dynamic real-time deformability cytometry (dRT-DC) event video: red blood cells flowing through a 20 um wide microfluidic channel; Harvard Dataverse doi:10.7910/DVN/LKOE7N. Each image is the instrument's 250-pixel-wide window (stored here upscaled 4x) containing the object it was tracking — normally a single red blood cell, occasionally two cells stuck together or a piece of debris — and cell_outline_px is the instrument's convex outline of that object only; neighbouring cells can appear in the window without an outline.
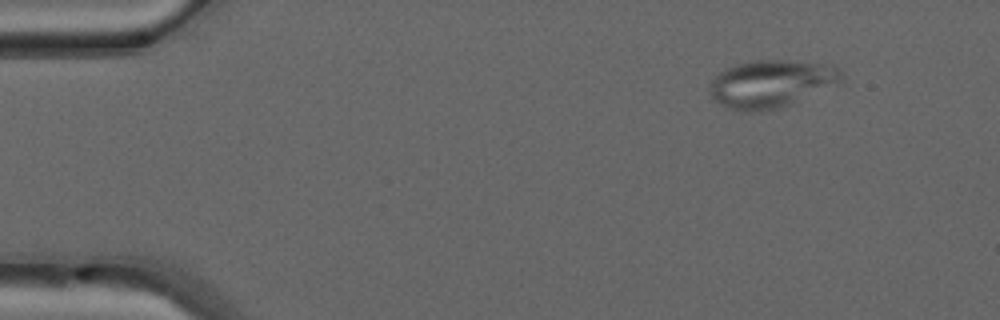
{"species": "common noctule bat (a hibernating species)", "species_latin": "Nyctalus noctula", "temperature_condition": "warm", "stored_images_in_passage": 45, "camera_frame_rate_fps": 3000, "um_per_image_px": 0.085, "animal": {"sex": "male", "forearm_length_mm": 52.5}, "frame": {"image": 1, "passage_image": 1, "time_ms": 0.0, "image_size_px": [1000, 320], "cell_outline_px": [[840, 80], [792, 104], [780, 108], [764, 112], [748, 112], [724, 108], [712, 96], [712, 80], [724, 68], [736, 64], [756, 60], [788, 60], [832, 64], [840, 68]], "centroid_in_image_um": [65.51, 7.12], "position_along_channel_um": 19.5, "area_um2": 36.18}}
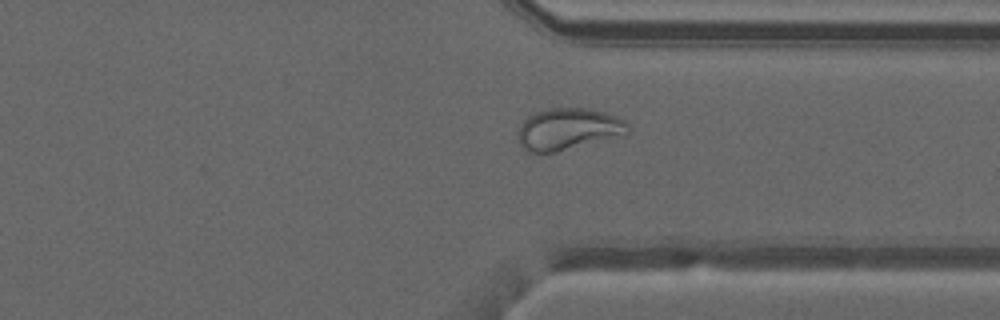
{"frame": {"image": 2, "passage_image": 33, "time_ms": 10.667, "image_size_px": [1000, 320], "cell_outline_px": [[628, 132], [624, 136], [556, 152], [528, 152], [520, 148], [516, 140], [520, 124], [528, 116], [536, 112], [548, 108], [588, 108], [604, 112], [616, 116], [624, 120], [628, 124]], "centroid_in_image_um": [48.27, 10.99], "position_along_channel_um": 363.1, "area_um2": 27.17}}
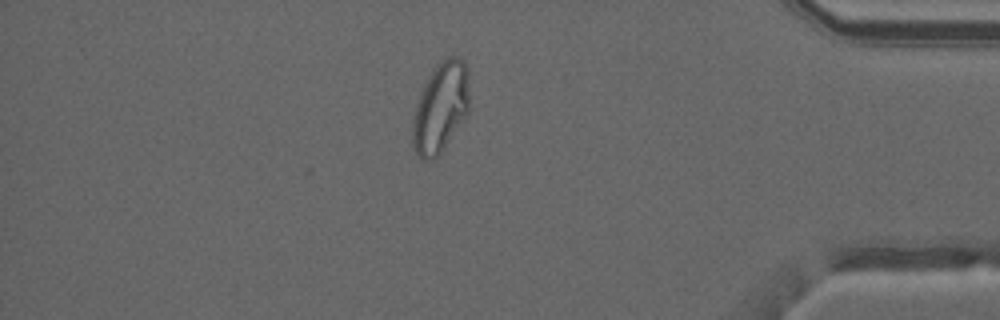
{"frame": {"image": 3, "passage_image": 38, "time_ms": 12.333, "image_size_px": [1000, 320], "cell_outline_px": [[468, 112], [440, 156], [428, 160], [424, 160], [416, 156], [412, 144], [412, 124], [416, 104], [420, 92], [432, 68], [440, 60], [448, 56], [460, 56], [464, 60], [468, 68]], "centroid_in_image_um": [37.44, 9.13], "position_along_channel_um": 397.8, "area_um2": 30.4}, "authors_computed_cell_mechanics": {"area_um2": 29.189, "velocity_mm_per_s": 4.1158, "shape_relaxation_time_tau1_ms": null, "shape_relaxation_time_tau2_ms": 0.6935, "deformation_change_tau1": null, "deformation_change_tau2": 0.0548}}